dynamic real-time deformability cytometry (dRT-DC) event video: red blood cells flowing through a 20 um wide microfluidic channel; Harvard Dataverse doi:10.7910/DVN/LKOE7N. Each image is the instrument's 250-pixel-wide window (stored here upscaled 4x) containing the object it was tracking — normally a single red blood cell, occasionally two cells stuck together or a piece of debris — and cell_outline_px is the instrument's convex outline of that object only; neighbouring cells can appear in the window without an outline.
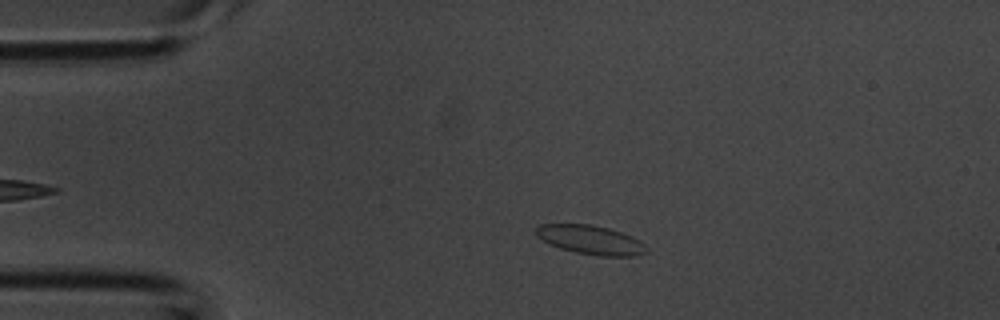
{"species": "common noctule bat (a hibernating species)", "species_latin": "Nyctalus noctula", "temperature_condition": "room temperature", "stored_images_in_passage": 35, "camera_frame_rate_fps": 3000, "um_per_image_px": 0.085, "animal": {"sex": "male", "body_mass_g": 20.1, "forearm_length_mm": 53.5}, "frame": {"image": 1, "passage_image": 6, "time_ms": 1.667, "image_size_px": [1000, 320], "cell_outline_px": [[648, 252], [636, 256], [596, 256], [576, 252], [560, 248], [548, 244], [536, 236], [536, 228], [540, 224], [592, 224], [608, 228], [620, 232], [644, 244], [648, 248]], "centroid_in_image_um": [50.17, 20.39], "position_along_channel_um": 34.8, "area_um2": 18.61}}
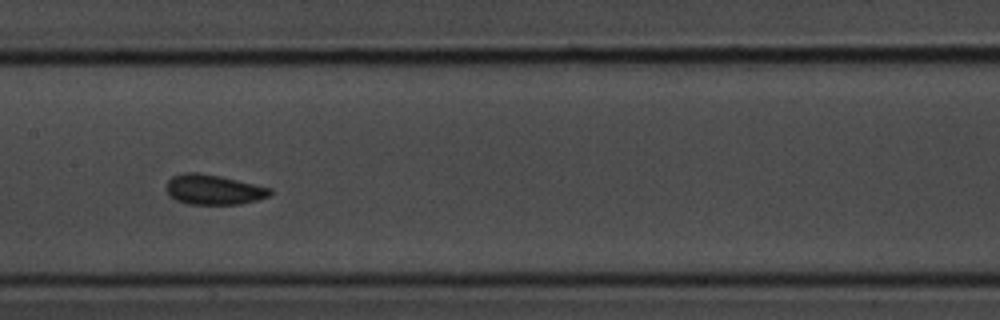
{"frame": {"image": 2, "passage_image": 18, "time_ms": 5.667, "image_size_px": [1000, 320], "cell_outline_px": [[272, 192], [268, 196], [256, 200], [240, 204], [188, 204], [176, 200], [168, 192], [168, 180], [172, 176], [188, 172], [196, 172], [220, 176], [272, 188]], "centroid_in_image_um": [18.18, 16.12], "position_along_channel_um": 189.2, "area_um2": 17.86}}
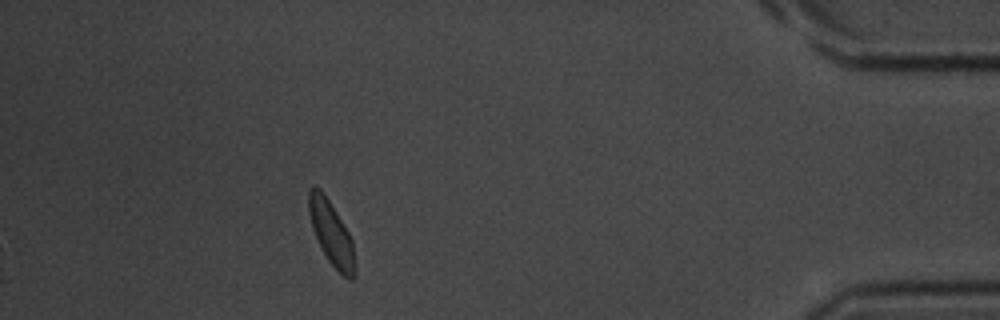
{"frame": {"image": 3, "passage_image": 35, "time_ms": 11.333, "image_size_px": [1000, 320], "cell_outline_px": [[356, 276], [352, 280], [348, 280], [328, 260], [312, 228], [308, 212], [308, 192], [312, 188], [316, 188], [328, 200], [336, 212], [348, 232], [352, 240], [356, 272]], "centroid_in_image_um": [28.19, 19.89], "position_along_channel_um": 407.0, "area_um2": 16.59}}